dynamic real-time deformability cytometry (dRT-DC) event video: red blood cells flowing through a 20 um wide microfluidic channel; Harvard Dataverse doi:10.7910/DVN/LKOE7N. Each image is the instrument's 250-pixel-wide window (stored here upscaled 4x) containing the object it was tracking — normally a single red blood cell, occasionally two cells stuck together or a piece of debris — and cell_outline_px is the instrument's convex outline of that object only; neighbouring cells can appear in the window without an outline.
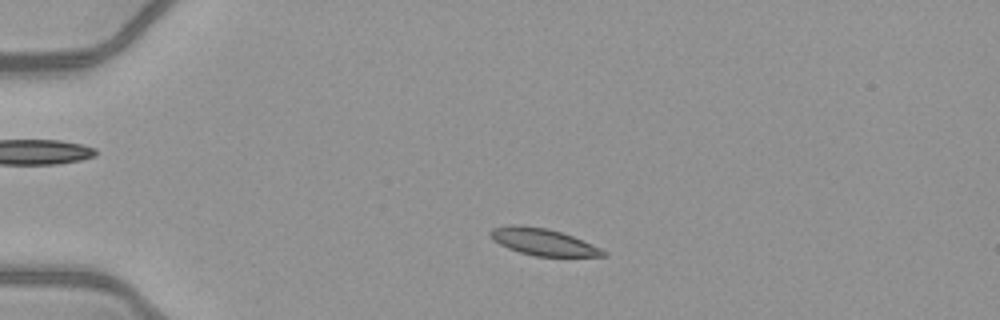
{"species": "common noctule bat (a hibernating species)", "species_latin": "Nyctalus noctula", "temperature_condition": "warm", "stored_images_in_passage": 47, "camera_frame_rate_fps": 3000, "um_per_image_px": 0.085, "animal": {"sex": "female", "body_mass_g": 21.9}, "frame": {"image": 1, "passage_image": 8, "time_ms": 2.333, "image_size_px": [1000, 320], "cell_outline_px": [[608, 256], [536, 256], [520, 252], [508, 248], [492, 240], [488, 236], [488, 232], [492, 228], [512, 224], [520, 224], [548, 228], [572, 236], [592, 244], [608, 252]], "centroid_in_image_um": [46.12, 20.54], "position_along_channel_um": 38.9, "area_um2": 17.74}}
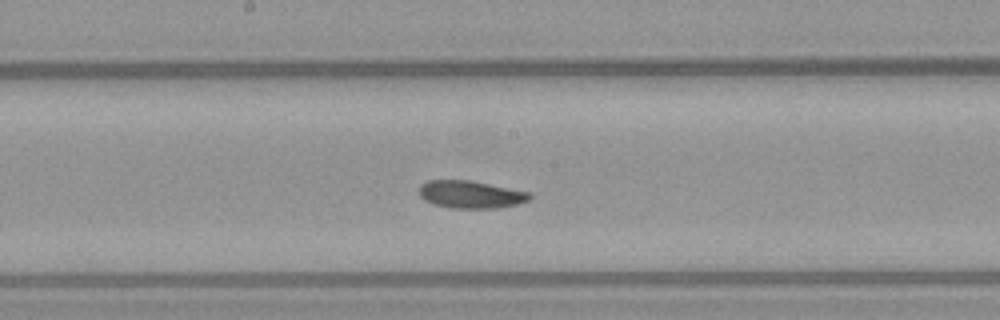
{"frame": {"image": 2, "passage_image": 24, "time_ms": 7.667, "image_size_px": [1000, 320], "cell_outline_px": [[532, 196], [528, 200], [516, 204], [496, 208], [452, 208], [436, 204], [424, 200], [416, 192], [420, 184], [428, 180], [472, 180], [528, 192]], "centroid_in_image_um": [39.94, 16.51], "position_along_channel_um": 208.3, "area_um2": 17.74}}
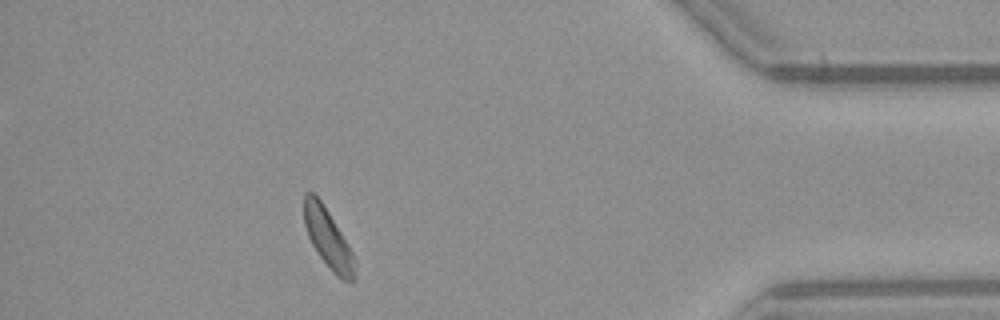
{"frame": {"image": 3, "passage_image": 42, "time_ms": 13.667, "image_size_px": [1000, 320], "cell_outline_px": [[356, 276], [352, 280], [344, 280], [336, 276], [332, 272], [320, 256], [312, 244], [308, 236], [304, 224], [304, 192], [312, 192], [320, 200], [328, 212], [348, 244], [356, 260]], "centroid_in_image_um": [27.89, 20.3], "position_along_channel_um": 407.3, "area_um2": 17.28}, "authors_computed_cell_mechanics": {"area_um2": 17.8602, "velocity_mm_per_s": 4.0436, "shape_relaxation_time_tau1_ms": 10.5235, "shape_relaxation_time_tau2_ms": null, "deformation_change_tau1": 0.1757, "deformation_change_tau2": null}}